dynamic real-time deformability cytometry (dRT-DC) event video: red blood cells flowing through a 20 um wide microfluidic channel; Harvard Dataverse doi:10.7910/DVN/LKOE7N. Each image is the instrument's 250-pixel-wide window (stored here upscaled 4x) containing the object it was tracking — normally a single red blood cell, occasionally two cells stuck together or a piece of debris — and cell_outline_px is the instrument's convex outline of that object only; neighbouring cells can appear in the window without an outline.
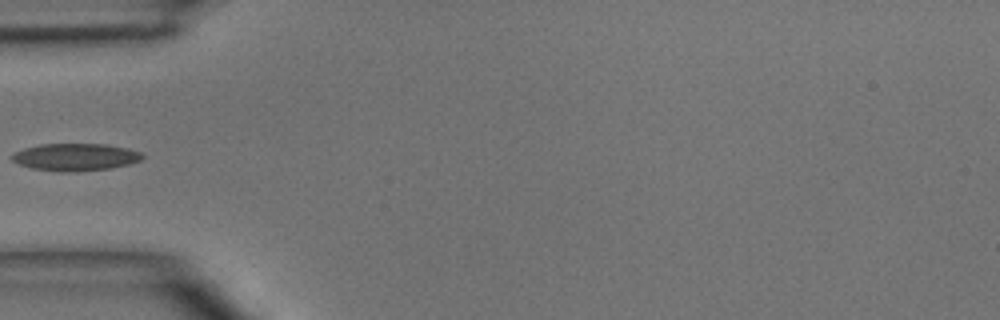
{"species": "common noctule bat (a hibernating species)", "species_latin": "Nyctalus noctula", "temperature_condition": "room temperature", "stored_images_in_passage": 6, "camera_frame_rate_fps": 3000, "um_per_image_px": 0.085, "animal": {"sex": "male", "body_mass_g": 15.6}, "frame": {"image": 1, "passage_image": 5, "time_ms": 4.667, "image_size_px": [1000, 320], "cell_outline_px": [[144, 156], [140, 160], [128, 164], [112, 168], [72, 172], [56, 172], [32, 168], [20, 164], [12, 160], [12, 156], [16, 152], [24, 148], [40, 144], [108, 144], [128, 148], [140, 152]], "centroid_in_image_um": [6.42, 13.35], "position_along_channel_um": 78.6, "area_um2": 20.75}}